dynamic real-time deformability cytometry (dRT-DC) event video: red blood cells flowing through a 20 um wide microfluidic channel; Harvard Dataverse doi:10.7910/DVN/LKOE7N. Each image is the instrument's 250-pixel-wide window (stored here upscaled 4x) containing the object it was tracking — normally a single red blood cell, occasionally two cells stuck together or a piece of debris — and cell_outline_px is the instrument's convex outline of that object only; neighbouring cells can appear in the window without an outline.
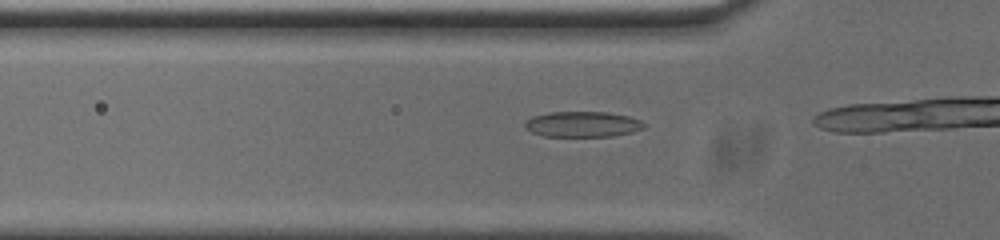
{"species": "common noctule bat (a hibernating species)", "species_latin": "Nyctalus noctula", "temperature_condition": "cold", "stored_images_in_passage": 10, "camera_frame_rate_fps": 3000, "um_per_image_px": 0.085, "animal": {"sex": "male", "body_mass_g": 20.0, "forearm_length_mm": 53.3}, "frame": {"image": 1, "passage_image": 6, "time_ms": 1.667, "image_size_px": [1000, 240], "cell_outline_px": [[644, 128], [632, 132], [612, 136], [544, 136], [532, 132], [524, 128], [524, 124], [532, 116], [548, 112], [608, 112], [628, 116], [640, 120], [644, 124]], "centroid_in_image_um": [49.5, 10.55], "position_along_channel_um": 76.3, "area_um2": 17.69}}
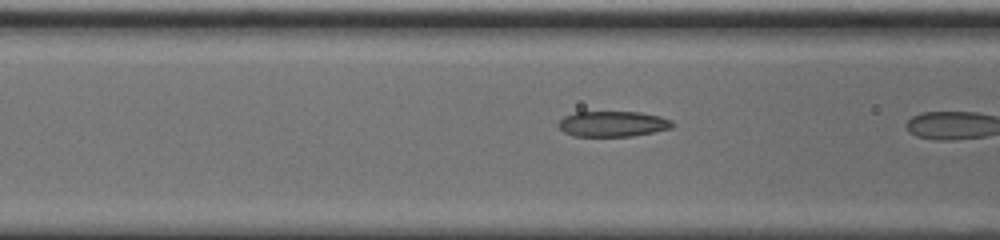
{"frame": {"image": 2, "passage_image": 9, "time_ms": 2.667, "image_size_px": [1000, 240], "cell_outline_px": [[676, 124], [672, 128], [632, 136], [572, 136], [564, 132], [556, 124], [564, 116], [576, 112], [640, 112], [660, 116], [672, 120]], "centroid_in_image_um": [52.09, 10.53], "position_along_channel_um": 114.5, "area_um2": 17.05}}